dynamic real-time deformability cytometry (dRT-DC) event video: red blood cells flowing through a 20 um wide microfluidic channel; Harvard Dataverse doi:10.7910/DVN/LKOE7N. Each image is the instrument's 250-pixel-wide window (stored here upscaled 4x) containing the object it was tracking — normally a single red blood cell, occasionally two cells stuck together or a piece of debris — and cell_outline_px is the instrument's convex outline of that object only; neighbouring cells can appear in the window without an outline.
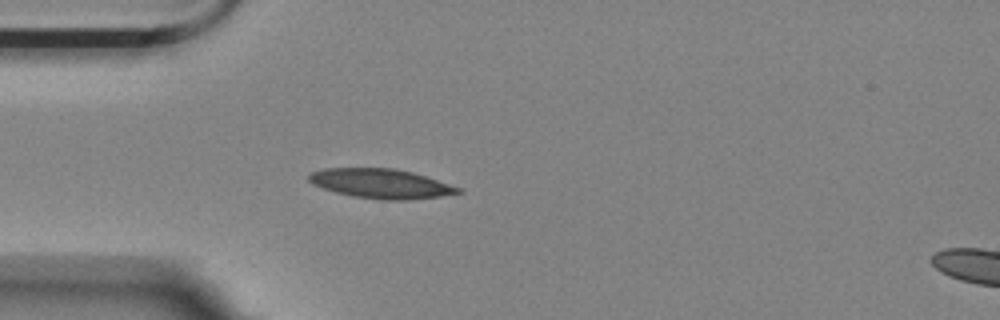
{"species": "Egyptian fruit bat (a non-hibernating species)", "species_latin": "Rousettus aegyptiacus", "temperature_condition": "room temperature", "stored_images_in_passage": 42, "camera_frame_rate_fps": 3000, "um_per_image_px": 0.085, "animal": {"sex": "female"}, "frame": {"image": 1, "passage_image": 1, "time_ms": 0.0, "image_size_px": [1000, 320], "cell_outline_px": [[464, 192], [440, 196], [408, 200], [384, 200], [352, 196], [336, 192], [312, 184], [308, 180], [308, 176], [312, 172], [324, 168], [396, 168], [412, 172], [460, 188]], "centroid_in_image_um": [32.35, 15.6], "position_along_channel_um": 52.6, "area_um2": 25.43}}
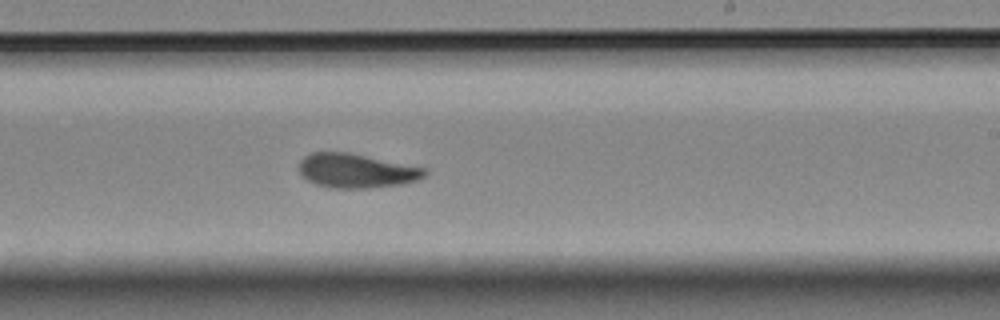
{"frame": {"image": 2, "passage_image": 19, "time_ms": 6.0, "image_size_px": [1000, 320], "cell_outline_px": [[428, 172], [424, 176], [416, 180], [400, 184], [368, 188], [328, 188], [316, 184], [308, 180], [300, 172], [300, 160], [304, 156], [312, 152], [348, 152], [424, 168]], "centroid_in_image_um": [30.25, 14.51], "position_along_channel_um": 258.7, "area_um2": 24.74}}
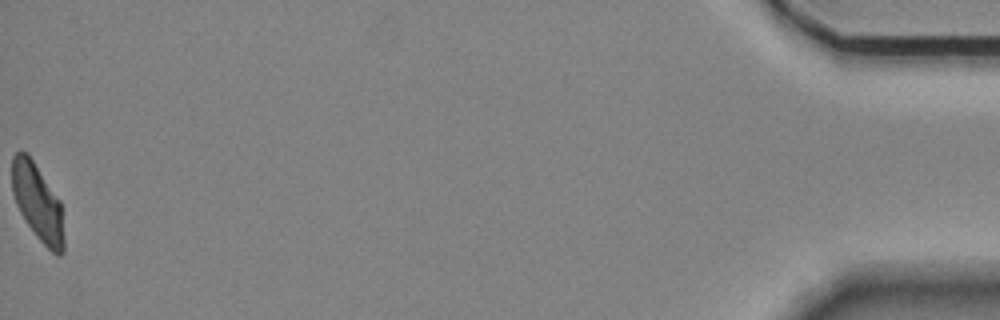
{"frame": {"image": 3, "passage_image": 42, "time_ms": 13.667, "image_size_px": [1000, 320], "cell_outline_px": [[64, 252], [60, 256], [56, 256], [36, 236], [20, 212], [16, 204], [12, 192], [12, 156], [16, 152], [24, 152], [32, 160], [60, 200], [64, 236]], "centroid_in_image_um": [3.21, 17.25], "position_along_channel_um": 432.0, "area_um2": 22.95}, "authors_computed_cell_mechanics": {"area_um2": 24.6806, "velocity_mm_per_s": 3.5466, "shape_relaxation_time_tau1_ms": null, "shape_relaxation_time_tau2_ms": 4.0884, "deformation_change_tau1": null, "deformation_change_tau2": 0.1}}